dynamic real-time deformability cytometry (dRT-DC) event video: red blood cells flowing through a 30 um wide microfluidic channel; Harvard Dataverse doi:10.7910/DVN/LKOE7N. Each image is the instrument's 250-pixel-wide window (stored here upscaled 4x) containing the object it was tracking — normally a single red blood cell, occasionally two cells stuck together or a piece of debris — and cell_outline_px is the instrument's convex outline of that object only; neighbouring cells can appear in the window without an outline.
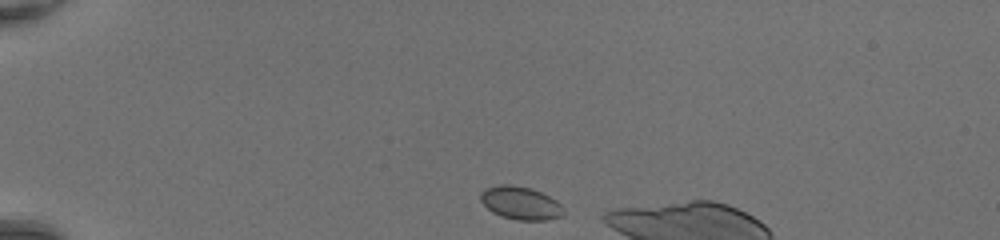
{"species": "common noctule bat (a hibernating species)", "species_latin": "Nyctalus noctula", "temperature_condition": "room temperature", "stored_images_in_passage": 6, "camera_frame_rate_fps": 3000, "um_per_image_px": 0.085, "animal": {"sex": "female", "body_mass_g": 20.0, "forearm_length_mm": 54.0}, "frame": {"image": 1, "passage_image": 1, "time_ms": 0.0, "image_size_px": [1000, 240], "cell_outline_px": [[564, 216], [548, 220], [516, 220], [492, 212], [480, 200], [480, 192], [484, 188], [500, 184], [512, 184], [532, 188], [556, 200], [560, 204], [564, 212]], "centroid_in_image_um": [44.24, 17.25], "position_along_channel_um": 40.8, "area_um2": 16.07}}